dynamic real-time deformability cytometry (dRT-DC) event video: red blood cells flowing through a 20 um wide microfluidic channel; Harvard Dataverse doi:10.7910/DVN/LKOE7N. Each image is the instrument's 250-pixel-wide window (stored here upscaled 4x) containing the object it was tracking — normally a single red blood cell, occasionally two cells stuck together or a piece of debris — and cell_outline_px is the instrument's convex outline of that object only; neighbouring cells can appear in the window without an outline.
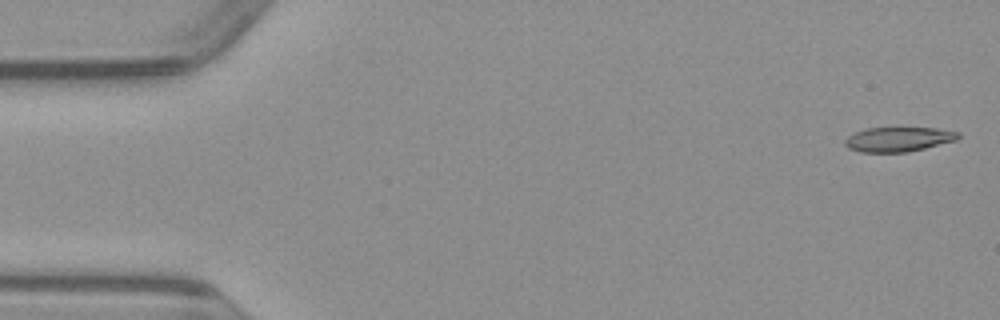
{"species": "common noctule bat (a hibernating species)", "species_latin": "Nyctalus noctula", "temperature_condition": "warm", "stored_images_in_passage": 8, "camera_frame_rate_fps": 3000, "um_per_image_px": 0.085, "animal": {"sex": "male", "body_mass_g": 23.1, "forearm_length_mm": 52.7}, "frame": {"image": 1, "passage_image": 1, "time_ms": 0.0, "image_size_px": [1000, 320], "cell_outline_px": [[960, 136], [956, 140], [908, 152], [860, 152], [848, 148], [844, 144], [844, 140], [852, 132], [868, 128], [936, 128], [960, 132]], "centroid_in_image_um": [76.33, 11.84], "position_along_channel_um": 8.7, "area_um2": 16.24}}